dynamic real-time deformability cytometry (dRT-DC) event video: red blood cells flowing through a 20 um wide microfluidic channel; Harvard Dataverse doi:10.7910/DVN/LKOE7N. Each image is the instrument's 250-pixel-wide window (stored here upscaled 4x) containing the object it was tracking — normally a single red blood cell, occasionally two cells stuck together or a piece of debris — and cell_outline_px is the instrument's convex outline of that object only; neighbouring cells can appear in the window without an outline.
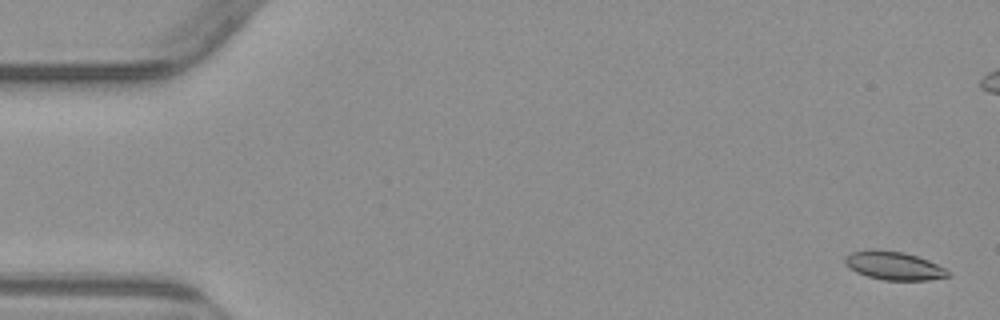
{"species": "common noctule bat (a hibernating species)", "species_latin": "Nyctalus noctula", "temperature_condition": "warm", "stored_images_in_passage": 6, "camera_frame_rate_fps": 3000, "um_per_image_px": 0.085, "animal": {"sex": "male", "body_mass_g": 23.1, "forearm_length_mm": 52.7}, "frame": {"image": 1, "passage_image": 1, "time_ms": 0.0, "image_size_px": [1000, 320], "cell_outline_px": [[952, 276], [928, 280], [884, 280], [868, 276], [856, 272], [848, 268], [844, 264], [844, 260], [852, 252], [872, 248], [876, 248], [904, 252], [928, 260], [952, 272]], "centroid_in_image_um": [75.98, 22.58], "position_along_channel_um": 9.0, "area_um2": 17.22}}